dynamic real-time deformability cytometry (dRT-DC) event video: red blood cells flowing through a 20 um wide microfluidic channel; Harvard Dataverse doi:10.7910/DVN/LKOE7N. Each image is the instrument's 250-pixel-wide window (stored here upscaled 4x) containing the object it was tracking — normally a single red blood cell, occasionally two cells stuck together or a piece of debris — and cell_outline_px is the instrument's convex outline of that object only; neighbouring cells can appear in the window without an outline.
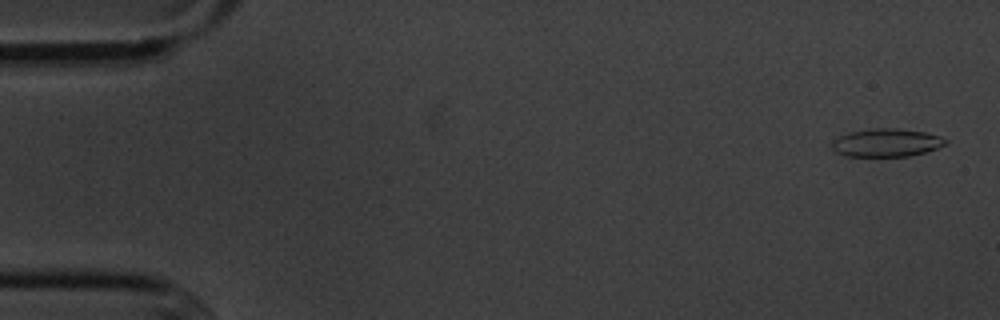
{"species": "common noctule bat (a hibernating species)", "species_latin": "Nyctalus noctula", "temperature_condition": "cold", "stored_images_in_passage": 5, "camera_frame_rate_fps": 3000, "um_per_image_px": 0.085, "animal": {"sex": "male", "body_mass_g": 20.1, "forearm_length_mm": 53.5}, "frame": {"image": 1, "passage_image": 1, "time_ms": 0.0, "image_size_px": [1000, 320], "cell_outline_px": [[948, 144], [924, 152], [908, 156], [844, 156], [836, 152], [832, 148], [832, 140], [848, 132], [872, 128], [896, 128], [924, 132], [940, 136], [948, 140]], "centroid_in_image_um": [75.33, 12.12], "position_along_channel_um": 9.7, "area_um2": 18.61}}
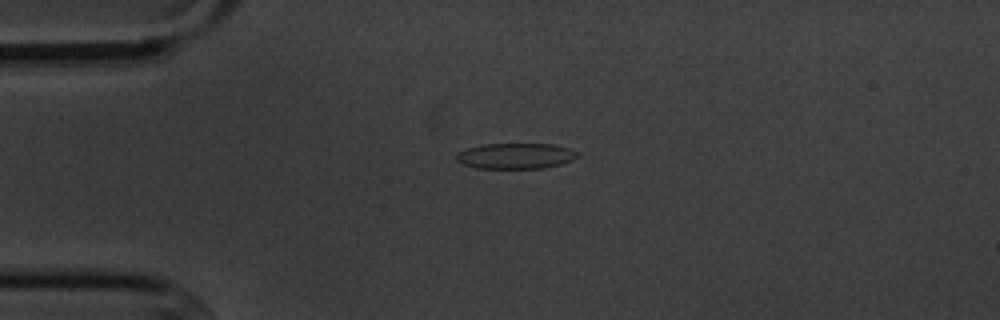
{"frame": {"image": 2, "passage_image": 4, "time_ms": 3.667, "image_size_px": [1000, 320], "cell_outline_px": [[580, 156], [572, 160], [560, 164], [544, 168], [476, 168], [464, 164], [456, 160], [456, 156], [460, 152], [468, 148], [484, 144], [552, 144], [572, 148], [580, 152]], "centroid_in_image_um": [43.91, 13.25], "position_along_channel_um": 41.1, "area_um2": 18.15}}